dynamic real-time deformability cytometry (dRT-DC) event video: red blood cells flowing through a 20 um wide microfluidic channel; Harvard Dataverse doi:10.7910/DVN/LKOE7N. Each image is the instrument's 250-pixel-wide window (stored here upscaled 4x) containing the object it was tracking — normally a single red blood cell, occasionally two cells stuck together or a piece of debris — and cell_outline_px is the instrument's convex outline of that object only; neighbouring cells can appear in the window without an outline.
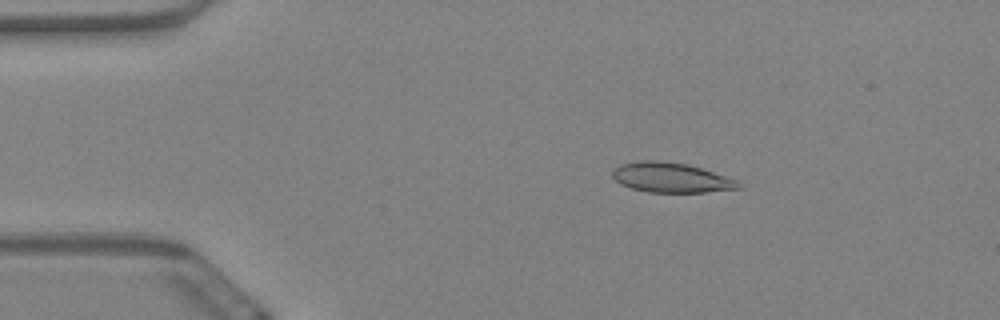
{"species": "Egyptian fruit bat (a non-hibernating species)", "species_latin": "Rousettus aegyptiacus", "temperature_condition": "warm", "stored_images_in_passage": 58, "camera_frame_rate_fps": 3000, "um_per_image_px": 0.085, "animal": {"sex": "female"}, "frame": {"image": 1, "passage_image": 9, "time_ms": 2.667, "image_size_px": [1000, 320], "cell_outline_px": [[744, 184], [740, 188], [704, 192], [648, 192], [632, 188], [620, 184], [612, 176], [612, 172], [620, 164], [640, 160], [660, 160], [688, 164], [740, 180]], "centroid_in_image_um": [57.08, 15.09], "position_along_channel_um": 27.9, "area_um2": 22.08}}
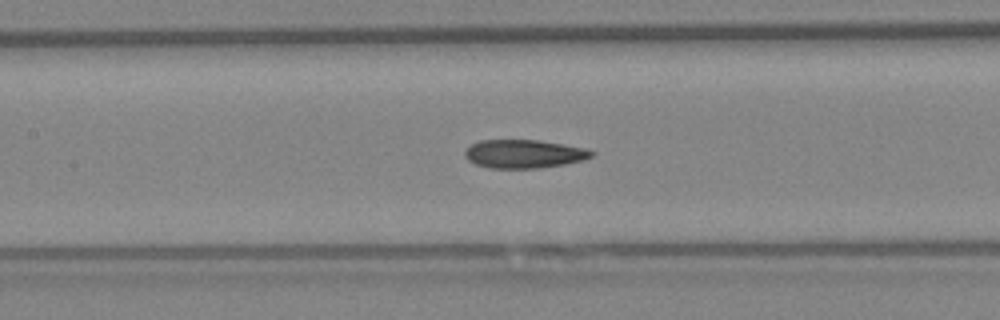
{"frame": {"image": 2, "passage_image": 26, "time_ms": 8.333, "image_size_px": [1000, 320], "cell_outline_px": [[596, 152], [592, 156], [584, 160], [564, 164], [536, 168], [488, 168], [476, 164], [468, 160], [464, 156], [464, 152], [472, 144], [480, 140], [540, 140], [564, 144], [584, 148]], "centroid_in_image_um": [44.54, 13.08], "position_along_channel_um": 162.9, "area_um2": 20.98}}
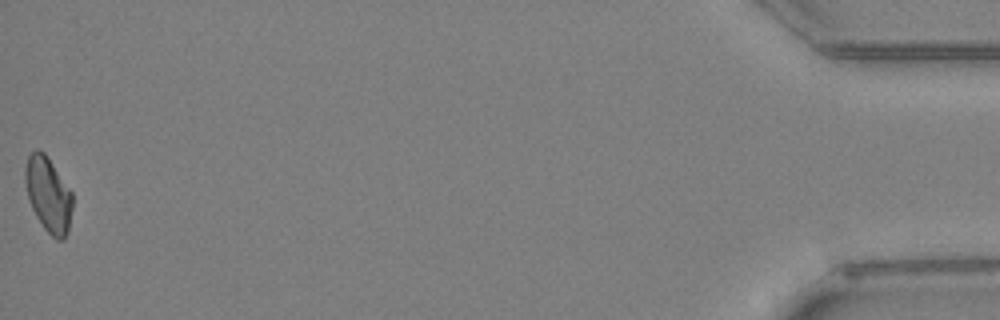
{"frame": {"image": 3, "passage_image": 58, "time_ms": 19.0, "image_size_px": [1000, 320], "cell_outline_px": [[72, 208], [68, 232], [64, 240], [56, 240], [44, 228], [36, 216], [28, 200], [24, 180], [24, 168], [28, 156], [36, 148], [44, 152], [72, 192]], "centroid_in_image_um": [4.09, 16.54], "position_along_channel_um": 431.1, "area_um2": 20.75}, "authors_computed_cell_mechanics": {"area_um2": 21.5305, "velocity_mm_per_s": 3.4475, "shape_relaxation_time_tau1_ms": null, "shape_relaxation_time_tau2_ms": 5.0379, "deformation_change_tau1": null, "deformation_change_tau2": 0.1107}}